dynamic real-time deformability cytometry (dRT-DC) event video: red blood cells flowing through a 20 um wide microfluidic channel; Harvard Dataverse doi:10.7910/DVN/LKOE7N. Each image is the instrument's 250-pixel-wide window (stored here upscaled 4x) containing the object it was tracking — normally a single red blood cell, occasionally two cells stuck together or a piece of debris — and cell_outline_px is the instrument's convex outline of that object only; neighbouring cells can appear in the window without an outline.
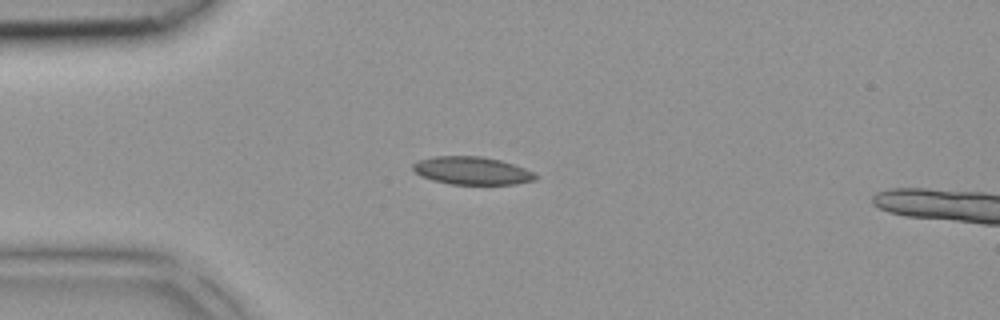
{"species": "common noctule bat (a hibernating species)", "species_latin": "Nyctalus noctula", "temperature_condition": "room temperature", "stored_images_in_passage": 33, "segment_of_instrument_passage": [1, 2], "camera_frame_rate_fps": 3000, "um_per_image_px": 0.085, "animal": {"sex": "female", "body_mass_g": 18.4}, "frame": {"image": 1, "passage_image": 1, "time_ms": 0.0, "image_size_px": [1000, 320], "cell_outline_px": [[540, 176], [536, 180], [516, 184], [452, 184], [432, 180], [420, 176], [412, 168], [412, 164], [420, 160], [436, 156], [480, 156], [500, 160], [536, 172]], "centroid_in_image_um": [40.16, 14.51], "position_along_channel_um": 44.8, "area_um2": 19.94}}
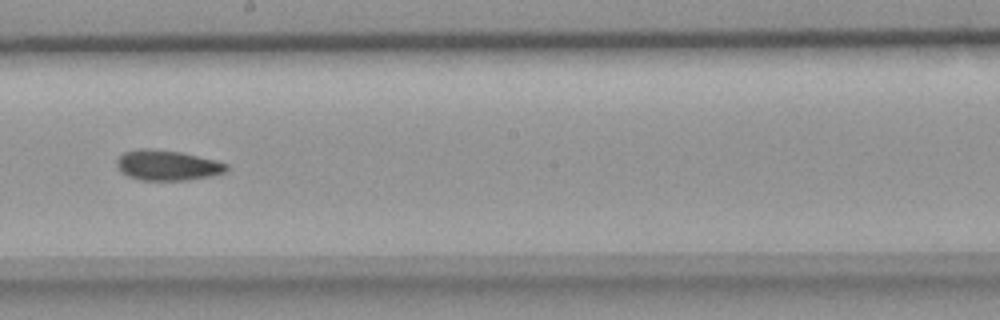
{"frame": {"image": 2, "passage_image": 14, "time_ms": 4.333, "image_size_px": [1000, 320], "cell_outline_px": [[228, 168], [224, 172], [208, 176], [184, 180], [140, 180], [128, 176], [120, 172], [116, 164], [116, 160], [124, 152], [140, 148], [148, 148], [180, 152], [216, 160], [228, 164]], "centroid_in_image_um": [14.18, 14.04], "position_along_channel_um": 234.0, "area_um2": 19.25}}
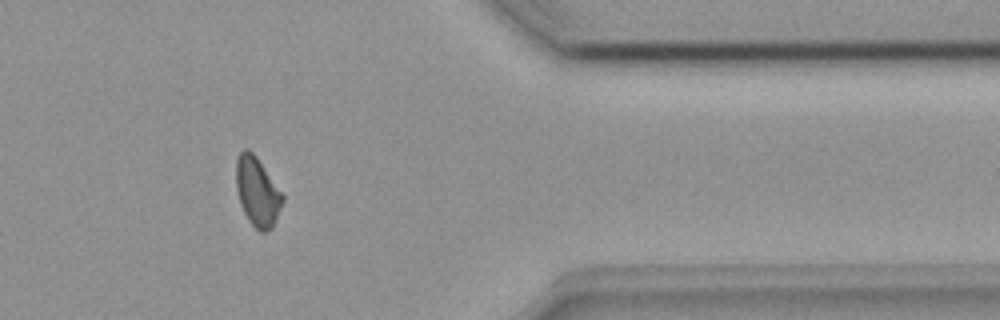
{"frame": {"image": 3, "passage_image": 25, "time_ms": 8.0, "image_size_px": [1000, 320], "cell_outline_px": [[284, 200], [272, 228], [264, 232], [260, 232], [248, 220], [240, 204], [236, 188], [236, 160], [240, 152], [244, 148], [248, 148], [256, 156], [284, 196]], "centroid_in_image_um": [21.86, 16.29], "position_along_channel_um": 389.5, "area_um2": 18.55}}